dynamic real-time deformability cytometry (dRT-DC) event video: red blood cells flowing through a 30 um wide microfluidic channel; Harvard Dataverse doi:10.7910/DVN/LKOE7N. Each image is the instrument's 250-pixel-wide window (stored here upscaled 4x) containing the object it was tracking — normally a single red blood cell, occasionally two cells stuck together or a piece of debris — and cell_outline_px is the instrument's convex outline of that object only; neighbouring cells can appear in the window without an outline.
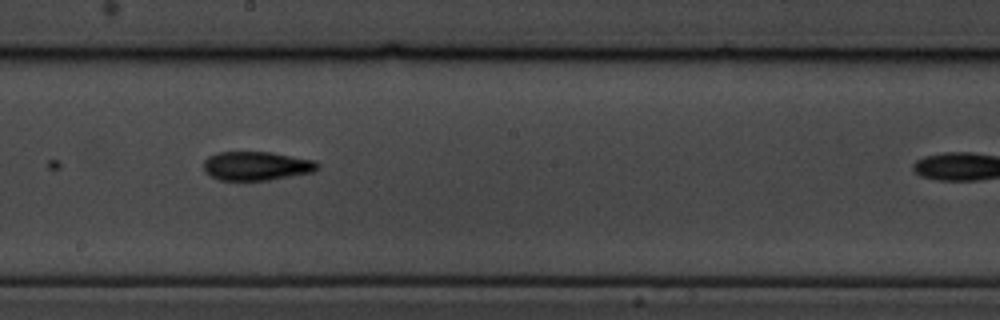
{"species": "common noctule bat (a hibernating species)", "species_latin": "Nyctalus noctula", "temperature_condition": "cold", "stored_images_in_passage": 9, "camera_frame_rate_fps": 3000, "um_per_image_px": 0.085, "animal": {"sex": "male", "body_mass_g": 19.5, "forearm_length_mm": 54.6}, "frame": {"image": 1, "passage_image": 7, "time_ms": 6.667, "image_size_px": [1000, 320], "cell_outline_px": [[320, 168], [312, 172], [268, 180], [220, 180], [204, 172], [204, 160], [208, 156], [216, 152], [272, 152], [316, 160], [320, 164]], "centroid_in_image_um": [21.82, 14.09], "position_along_channel_um": 226.4, "area_um2": 19.31}}